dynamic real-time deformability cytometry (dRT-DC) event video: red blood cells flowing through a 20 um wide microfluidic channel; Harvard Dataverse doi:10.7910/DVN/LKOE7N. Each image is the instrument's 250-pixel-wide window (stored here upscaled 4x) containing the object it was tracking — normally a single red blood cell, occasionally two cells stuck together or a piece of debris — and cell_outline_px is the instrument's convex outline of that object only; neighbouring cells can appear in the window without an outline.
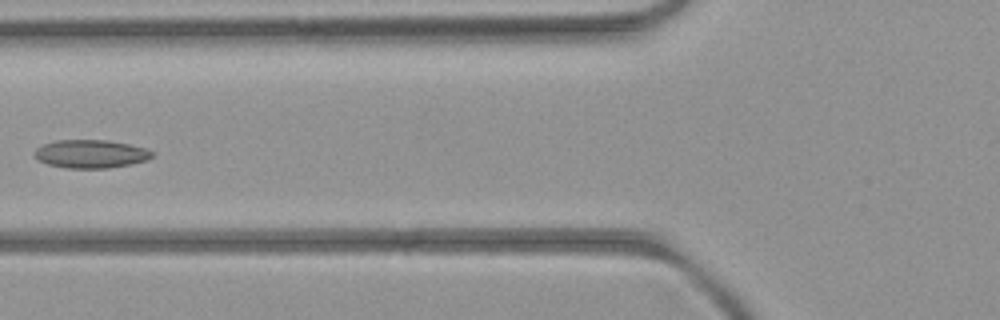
{"species": "common noctule bat (a hibernating species)", "species_latin": "Nyctalus noctula", "temperature_condition": "room temperature", "stored_images_in_passage": 5, "camera_frame_rate_fps": 3000, "um_per_image_px": 0.085, "animal": {"sex": "female", "body_mass_g": 21.9}, "frame": {"image": 1, "passage_image": 5, "time_ms": 5.667, "image_size_px": [1000, 320], "cell_outline_px": [[156, 152], [148, 160], [132, 164], [108, 168], [64, 168], [48, 164], [40, 160], [36, 156], [36, 148], [44, 144], [56, 140], [108, 140], [148, 148]], "centroid_in_image_um": [7.79, 13.08], "position_along_channel_um": 118.0, "area_um2": 19.42}}